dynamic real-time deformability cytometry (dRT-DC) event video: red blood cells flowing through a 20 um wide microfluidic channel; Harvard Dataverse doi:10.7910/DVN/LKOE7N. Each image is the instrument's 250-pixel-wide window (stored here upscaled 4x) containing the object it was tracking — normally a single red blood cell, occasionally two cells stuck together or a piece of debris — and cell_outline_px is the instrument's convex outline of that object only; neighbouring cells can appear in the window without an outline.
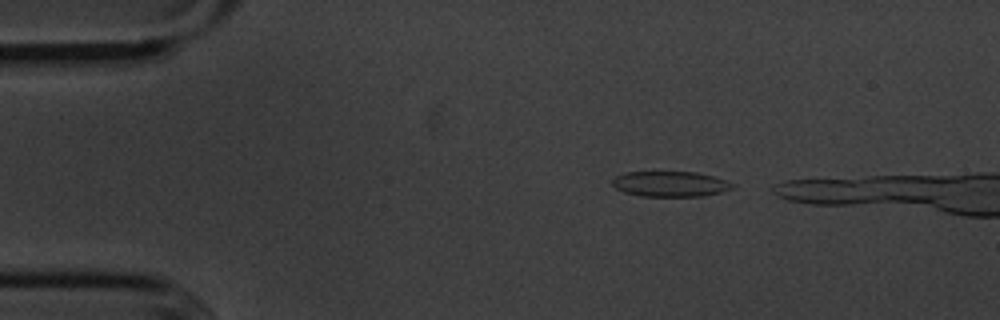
{"species": "common noctule bat (a hibernating species)", "species_latin": "Nyctalus noctula", "temperature_condition": "cold", "stored_images_in_passage": 9, "camera_frame_rate_fps": 3000, "um_per_image_px": 0.085, "animal": {"sex": "male", "body_mass_g": 20.1, "forearm_length_mm": 53.5}, "frame": {"image": 1, "passage_image": 3, "time_ms": 0.667, "image_size_px": [1000, 320], "cell_outline_px": [[736, 184], [732, 188], [720, 192], [704, 196], [640, 196], [624, 192], [616, 188], [612, 184], [612, 180], [616, 176], [624, 172], [696, 172], [712, 176]], "centroid_in_image_um": [56.95, 15.64], "position_along_channel_um": 28.0, "area_um2": 17.69}}